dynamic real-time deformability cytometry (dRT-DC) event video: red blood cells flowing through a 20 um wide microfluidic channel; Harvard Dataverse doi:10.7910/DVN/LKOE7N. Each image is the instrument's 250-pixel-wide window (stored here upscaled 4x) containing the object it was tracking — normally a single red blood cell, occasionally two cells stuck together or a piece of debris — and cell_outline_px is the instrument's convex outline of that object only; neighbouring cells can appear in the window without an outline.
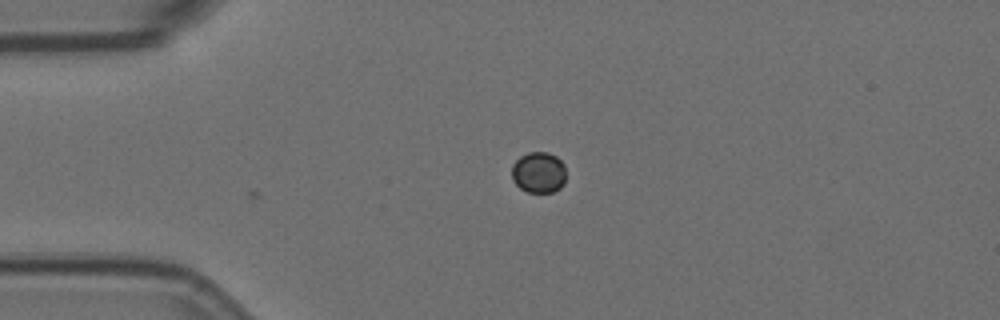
{"species": "Egyptian fruit bat (a non-hibernating species)", "species_latin": "Rousettus aegyptiacus", "temperature_condition": "room temperature", "stored_images_in_passage": 3, "camera_frame_rate_fps": 3000, "um_per_image_px": 0.085, "animal": {"sex": "female"}, "frame": {"image": 1, "passage_image": 1, "time_ms": 0.0, "image_size_px": [1000, 320], "cell_outline_px": [[564, 184], [560, 188], [552, 192], [528, 192], [520, 188], [512, 180], [512, 164], [520, 156], [528, 152], [548, 152], [556, 156], [564, 164]], "centroid_in_image_um": [45.77, 14.65], "position_along_channel_um": 39.2, "area_um2": 13.01}}